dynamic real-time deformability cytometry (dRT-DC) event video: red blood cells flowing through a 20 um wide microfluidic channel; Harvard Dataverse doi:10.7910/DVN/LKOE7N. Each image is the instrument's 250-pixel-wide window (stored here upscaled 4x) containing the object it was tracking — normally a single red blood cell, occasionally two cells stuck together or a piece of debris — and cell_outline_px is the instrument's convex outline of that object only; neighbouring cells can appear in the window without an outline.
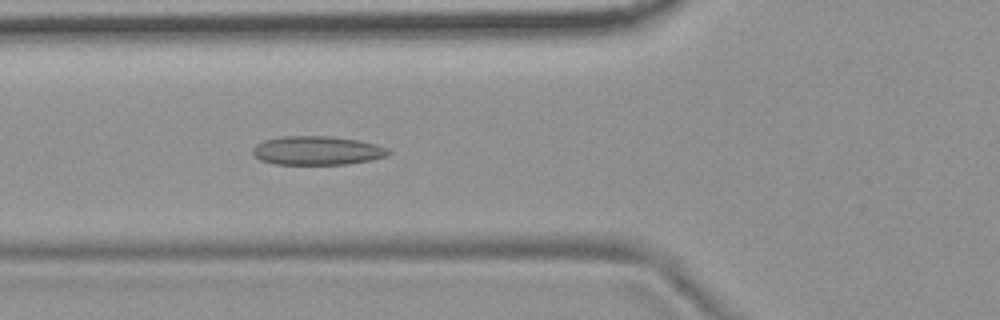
{"species": "common noctule bat (a hibernating species)", "species_latin": "Nyctalus noctula", "temperature_condition": "room temperature", "stored_images_in_passage": 6, "camera_frame_rate_fps": 3000, "um_per_image_px": 0.085, "animal": {"sex": "female", "body_mass_g": 19.9}, "frame": {"image": 1, "passage_image": 6, "time_ms": 1.667, "image_size_px": [1000, 320], "cell_outline_px": [[392, 152], [388, 156], [372, 160], [348, 164], [272, 164], [260, 160], [252, 152], [252, 148], [256, 144], [264, 140], [280, 136], [332, 136], [360, 140], [376, 144], [388, 148]], "centroid_in_image_um": [26.98, 12.79], "position_along_channel_um": 98.8, "area_um2": 23.12}}